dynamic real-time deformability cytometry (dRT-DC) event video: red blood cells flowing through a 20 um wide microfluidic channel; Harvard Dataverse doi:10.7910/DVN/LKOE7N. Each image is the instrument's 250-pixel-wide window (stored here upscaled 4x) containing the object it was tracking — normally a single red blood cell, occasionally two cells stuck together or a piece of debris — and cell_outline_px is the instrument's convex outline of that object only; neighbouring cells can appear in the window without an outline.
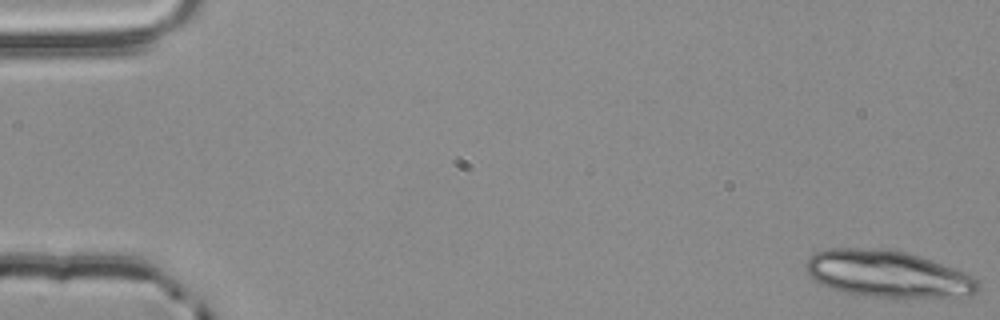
{"species": "common noctule bat (a hibernating species)", "species_latin": "Nyctalus noctula", "temperature_condition": "room temperature", "stored_images_in_passage": 56, "segment_of_instrument_passage": [1, 2], "camera_frame_rate_fps": 3000, "um_per_image_px": 0.085, "animal": {"sex": "male", "body_mass_g": 20.4}, "frame": {"image": 1, "passage_image": 1, "time_ms": 0.0, "image_size_px": [1000, 320], "cell_outline_px": [[980, 288], [972, 296], [904, 300], [844, 292], [820, 284], [812, 280], [804, 268], [804, 264], [808, 256], [816, 252], [828, 248], [888, 248], [920, 256], [952, 268], [972, 276], [980, 284]], "centroid_in_image_um": [75.45, 23.32], "position_along_channel_um": 9.6, "area_um2": 47.97}}